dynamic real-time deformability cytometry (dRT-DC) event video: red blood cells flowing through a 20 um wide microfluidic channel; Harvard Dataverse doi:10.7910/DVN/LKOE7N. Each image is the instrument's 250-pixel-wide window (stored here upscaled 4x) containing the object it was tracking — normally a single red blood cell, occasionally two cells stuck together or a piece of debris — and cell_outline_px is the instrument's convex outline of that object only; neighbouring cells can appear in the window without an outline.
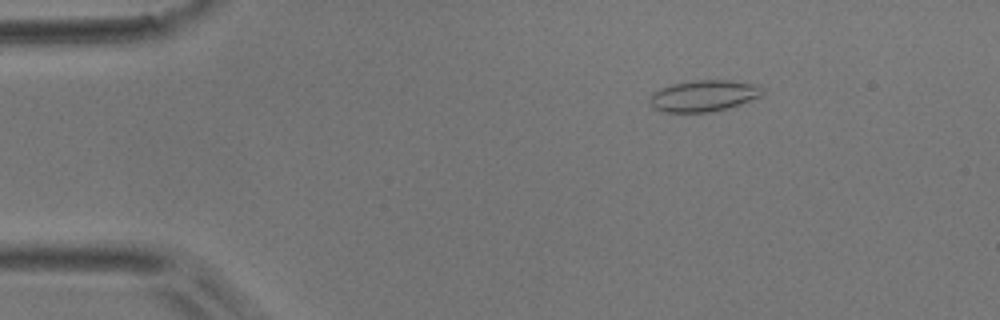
{"species": "common noctule bat (a hibernating species)", "species_latin": "Nyctalus noctula", "temperature_condition": "room temperature", "stored_images_in_passage": 9, "camera_frame_rate_fps": 3000, "um_per_image_px": 0.085, "animal": {"sex": "male", "body_mass_g": 17.9}, "frame": {"image": 1, "passage_image": 2, "time_ms": 0.333, "image_size_px": [1000, 320], "cell_outline_px": [[764, 92], [760, 96], [740, 104], [708, 112], [664, 112], [652, 108], [648, 100], [648, 96], [652, 92], [660, 88], [672, 84], [692, 80], [728, 80], [760, 84], [764, 88]], "centroid_in_image_um": [59.78, 8.13], "position_along_channel_um": 25.2, "area_um2": 20.81}}